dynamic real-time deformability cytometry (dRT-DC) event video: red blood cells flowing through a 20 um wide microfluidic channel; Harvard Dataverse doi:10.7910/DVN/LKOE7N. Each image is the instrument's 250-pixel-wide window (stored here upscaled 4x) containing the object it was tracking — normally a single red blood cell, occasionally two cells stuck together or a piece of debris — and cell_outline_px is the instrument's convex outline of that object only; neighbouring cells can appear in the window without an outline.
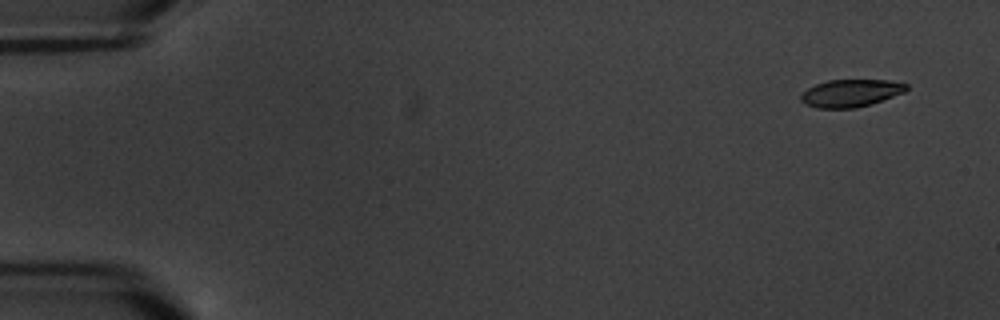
{"species": "common noctule bat (a hibernating species)", "species_latin": "Nyctalus noctula", "temperature_condition": "warm", "stored_images_in_passage": 4, "camera_frame_rate_fps": 3000, "um_per_image_px": 0.085, "animal": {"sex": "male", "body_mass_g": 20.1, "forearm_length_mm": 53.5}, "frame": {"image": 1, "passage_image": 1, "time_ms": 0.0, "image_size_px": [1000, 320], "cell_outline_px": [[908, 88], [904, 92], [872, 104], [856, 108], [816, 108], [804, 104], [800, 100], [800, 96], [808, 88], [816, 84], [828, 80], [888, 80], [908, 84]], "centroid_in_image_um": [72.3, 7.92], "position_along_channel_um": 12.7, "area_um2": 16.94}}
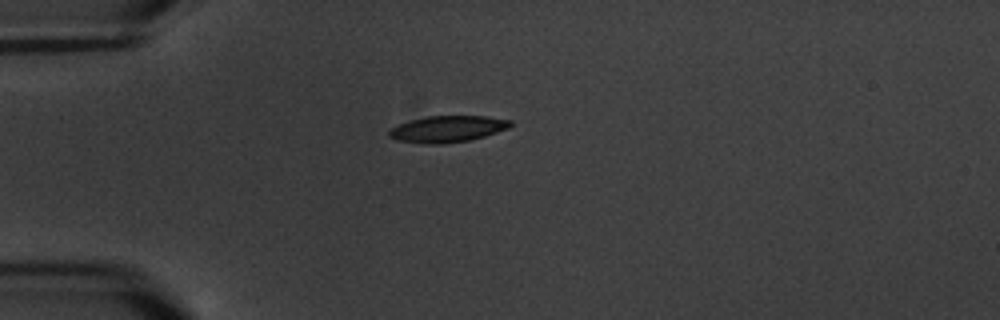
{"frame": {"image": 2, "passage_image": 4, "time_ms": 4.333, "image_size_px": [1000, 320], "cell_outline_px": [[512, 124], [508, 128], [484, 136], [468, 140], [440, 144], [424, 144], [396, 140], [388, 136], [388, 132], [392, 128], [400, 124], [412, 120], [428, 116], [484, 116], [512, 120]], "centroid_in_image_um": [38.03, 10.96], "position_along_channel_um": 47.0, "area_um2": 18.5}}